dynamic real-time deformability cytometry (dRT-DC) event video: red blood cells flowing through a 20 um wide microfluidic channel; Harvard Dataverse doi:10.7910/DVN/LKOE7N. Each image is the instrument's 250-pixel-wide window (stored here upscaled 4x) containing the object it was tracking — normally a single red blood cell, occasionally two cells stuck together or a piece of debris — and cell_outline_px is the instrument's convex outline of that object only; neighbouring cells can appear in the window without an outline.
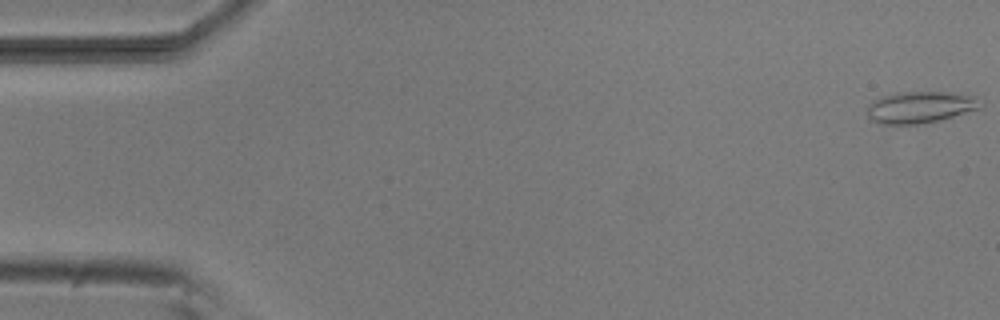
{"species": "common noctule bat (a hibernating species)", "species_latin": "Nyctalus noctula", "temperature_condition": "room temperature", "stored_images_in_passage": 51, "camera_frame_rate_fps": 3000, "um_per_image_px": 0.085, "animal": {"sex": "male", "body_mass_g": 20.5, "forearm_length_mm": 52.5}, "frame": {"image": 1, "passage_image": 1, "time_ms": 0.0, "image_size_px": [1000, 320], "cell_outline_px": [[984, 104], [980, 108], [940, 120], [924, 124], [880, 124], [872, 120], [868, 116], [868, 108], [880, 96], [896, 92], [944, 92], [976, 96]], "centroid_in_image_um": [78.25, 9.11], "position_along_channel_um": 6.8, "area_um2": 20.87}}
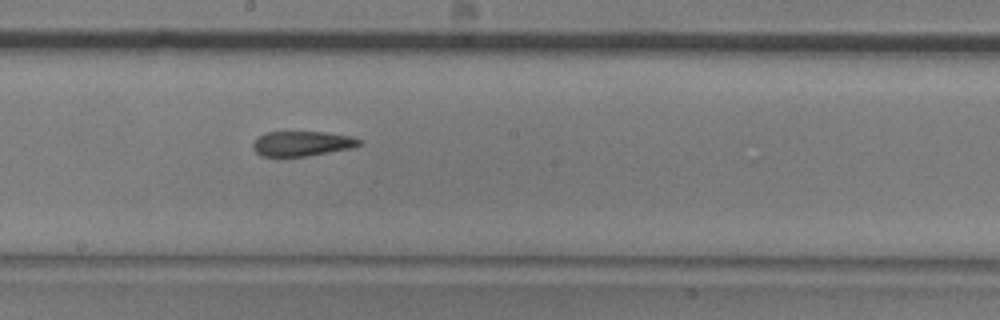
{"frame": {"image": 2, "passage_image": 29, "time_ms": 9.333, "image_size_px": [1000, 320], "cell_outline_px": [[360, 144], [352, 148], [308, 156], [260, 156], [252, 148], [252, 144], [264, 132], [324, 132], [352, 136], [360, 140]], "centroid_in_image_um": [25.66, 12.2], "position_along_channel_um": 222.5, "area_um2": 15.37}}
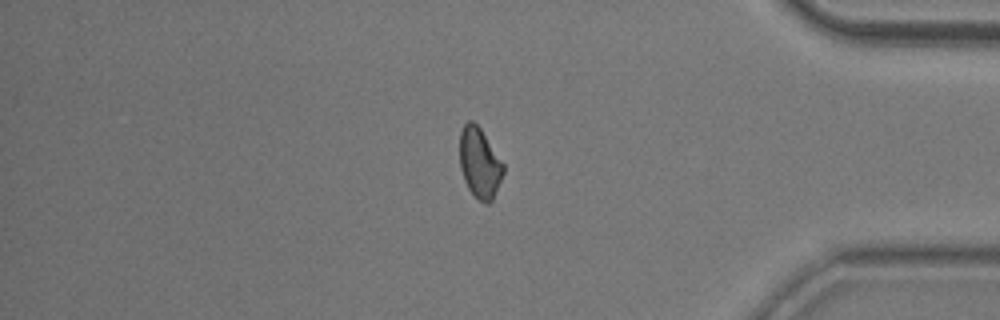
{"frame": {"image": 3, "passage_image": 45, "time_ms": 14.667, "image_size_px": [1000, 320], "cell_outline_px": [[504, 172], [492, 200], [488, 204], [484, 204], [468, 188], [464, 180], [460, 168], [460, 132], [464, 124], [468, 120], [472, 120], [480, 128], [504, 164]], "centroid_in_image_um": [40.76, 13.84], "position_along_channel_um": 394.4, "area_um2": 17.69}, "authors_computed_cell_mechanics": {"area_um2": 17.629, "velocity_mm_per_s": 3.7985, "shape_relaxation_time_tau1_ms": 9.2767, "shape_relaxation_time_tau2_ms": 2.0269, "deformation_change_tau1": 0.2566, "deformation_change_tau2": 0.1201}}